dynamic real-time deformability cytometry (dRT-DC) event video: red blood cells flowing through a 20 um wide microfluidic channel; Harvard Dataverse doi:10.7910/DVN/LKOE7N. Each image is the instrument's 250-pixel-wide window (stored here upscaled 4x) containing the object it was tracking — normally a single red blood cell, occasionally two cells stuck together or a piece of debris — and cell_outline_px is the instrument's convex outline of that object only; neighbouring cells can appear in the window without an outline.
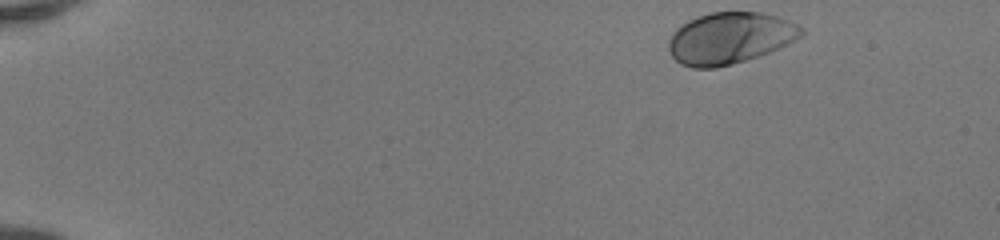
{"species": "human", "species_latin": "Homo sapiens", "temperature_condition": "room temperature", "stored_images_in_passage": 45, "camera_frame_rate_fps": 3000, "um_per_image_px": 0.085, "donor": {"sex": "female"}, "frame": {"image": 1, "passage_image": 1, "time_ms": 0.0, "image_size_px": [1000, 240], "cell_outline_px": [[804, 32], [796, 40], [768, 52], [732, 64], [716, 68], [692, 68], [680, 64], [672, 56], [668, 48], [668, 40], [672, 32], [676, 28], [688, 20], [696, 16], [712, 12], [760, 12], [780, 16], [804, 28]], "centroid_in_image_um": [62.01, 3.23], "position_along_channel_um": 23.0, "area_um2": 39.94}}
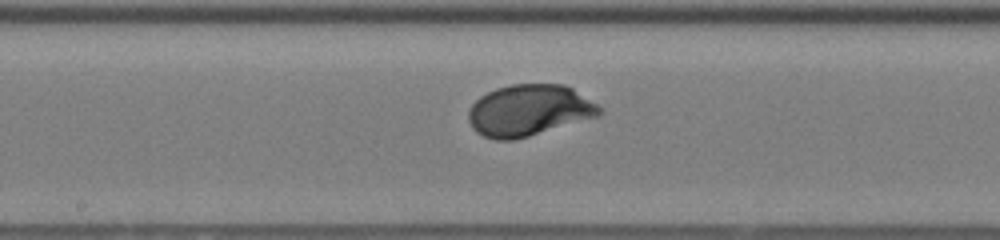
{"frame": {"image": 2, "passage_image": 23, "time_ms": 7.333, "image_size_px": [1000, 240], "cell_outline_px": [[604, 112], [600, 116], [528, 136], [512, 140], [496, 140], [484, 136], [476, 132], [472, 128], [468, 120], [468, 112], [472, 104], [480, 96], [496, 88], [512, 84], [564, 84], [572, 88], [596, 104]], "centroid_in_image_um": [44.95, 9.38], "position_along_channel_um": 203.2, "area_um2": 39.13}}
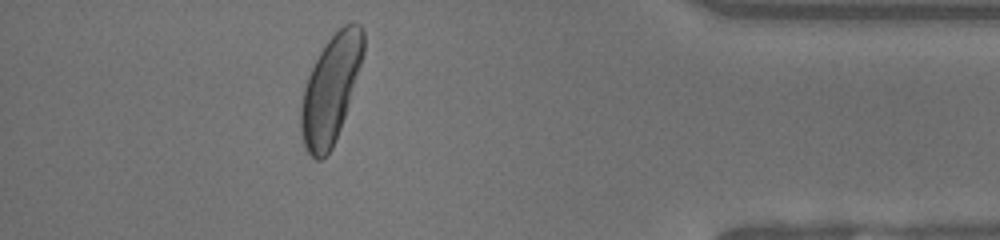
{"frame": {"image": 3, "passage_image": 40, "time_ms": 13.0, "image_size_px": [1000, 240], "cell_outline_px": [[364, 52], [348, 104], [336, 140], [332, 148], [320, 160], [316, 160], [308, 152], [304, 144], [300, 128], [300, 108], [304, 88], [308, 76], [320, 52], [328, 40], [344, 24], [352, 20], [360, 24], [364, 32]], "centroid_in_image_um": [28.1, 7.56], "position_along_channel_um": 407.1, "area_um2": 38.49}, "authors_computed_cell_mechanics": {"area_um2": 37.859, "velocity_mm_per_s": 4.1546, "shape_relaxation_time_tau1_ms": 1.4724, "shape_relaxation_time_tau2_ms": null, "deformation_change_tau1": 0.1186, "deformation_change_tau2": null}}